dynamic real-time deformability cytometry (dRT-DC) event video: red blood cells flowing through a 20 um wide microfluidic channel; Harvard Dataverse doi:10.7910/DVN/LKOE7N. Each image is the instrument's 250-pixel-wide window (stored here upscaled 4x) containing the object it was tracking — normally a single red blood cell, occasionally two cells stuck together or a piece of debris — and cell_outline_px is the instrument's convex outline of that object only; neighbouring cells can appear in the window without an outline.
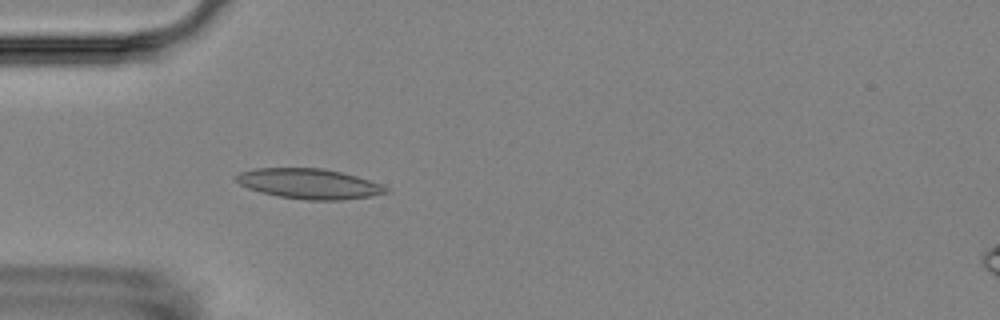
{"species": "Egyptian fruit bat (a non-hibernating species)", "species_latin": "Rousettus aegyptiacus", "temperature_condition": "room temperature", "stored_images_in_passage": 4, "camera_frame_rate_fps": 3000, "um_per_image_px": 0.085, "animal": {"sex": "female"}, "frame": {"image": 1, "passage_image": 4, "time_ms": 3.667, "image_size_px": [1000, 320], "cell_outline_px": [[392, 192], [372, 196], [340, 200], [308, 200], [280, 196], [260, 192], [248, 188], [240, 184], [236, 180], [236, 176], [240, 172], [256, 168], [324, 168], [356, 176], [380, 184], [388, 188]], "centroid_in_image_um": [26.3, 15.62], "position_along_channel_um": 58.7, "area_um2": 26.18}}